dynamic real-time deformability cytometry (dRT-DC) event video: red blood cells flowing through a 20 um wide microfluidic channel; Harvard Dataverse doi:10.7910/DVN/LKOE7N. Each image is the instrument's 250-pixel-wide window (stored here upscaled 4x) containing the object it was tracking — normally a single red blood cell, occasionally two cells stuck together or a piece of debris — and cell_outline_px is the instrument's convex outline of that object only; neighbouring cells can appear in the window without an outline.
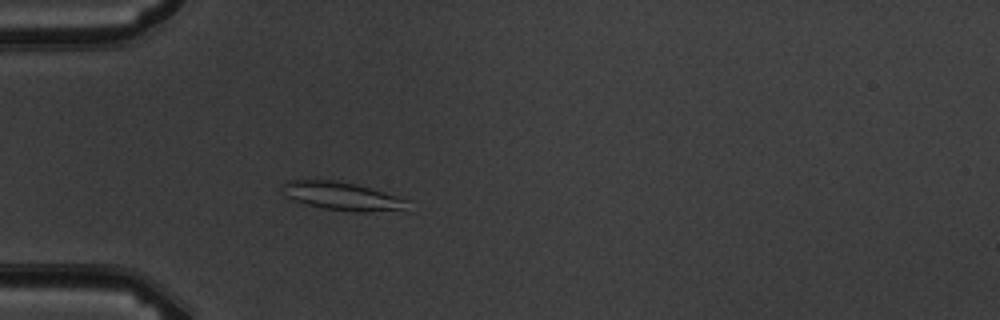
{"species": "common noctule bat (a hibernating species)", "species_latin": "Nyctalus noctula", "temperature_condition": "warm", "stored_images_in_passage": 3, "camera_frame_rate_fps": 3000, "um_per_image_px": 0.085, "animal": {"sex": "male", "body_mass_g": 19.5, "forearm_length_mm": 54.6}, "frame": {"image": 1, "passage_image": 3, "time_ms": 2.333, "image_size_px": [1000, 320], "cell_outline_px": [[408, 200], [400, 208], [368, 212], [356, 212], [324, 208], [304, 204], [288, 196], [280, 184], [284, 180], [336, 180], [356, 184], [400, 196]], "centroid_in_image_um": [29.0, 16.64], "position_along_channel_um": 56.0, "area_um2": 20.11}}